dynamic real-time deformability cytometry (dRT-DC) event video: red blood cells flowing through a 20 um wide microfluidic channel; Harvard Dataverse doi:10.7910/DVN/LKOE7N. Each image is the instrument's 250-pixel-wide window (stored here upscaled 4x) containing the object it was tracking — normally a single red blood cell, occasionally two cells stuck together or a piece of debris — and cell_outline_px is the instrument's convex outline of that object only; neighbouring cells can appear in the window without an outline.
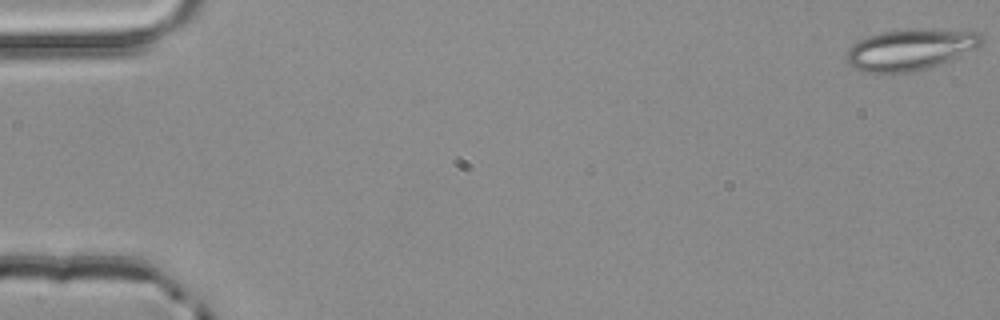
{"species": "common noctule bat (a hibernating species)", "species_latin": "Nyctalus noctula", "temperature_condition": "room temperature", "stored_images_in_passage": 4, "camera_frame_rate_fps": 3000, "um_per_image_px": 0.085, "animal": {"sex": "male", "body_mass_g": 20.4}, "frame": {"image": 1, "passage_image": 1, "time_ms": 0.0, "image_size_px": [1000, 320], "cell_outline_px": [[984, 44], [940, 64], [928, 68], [912, 72], [864, 72], [852, 68], [848, 64], [848, 48], [852, 44], [868, 36], [880, 32], [920, 28], [980, 32], [984, 40]], "centroid_in_image_um": [77.38, 4.2], "position_along_channel_um": 7.6, "area_um2": 32.31}}